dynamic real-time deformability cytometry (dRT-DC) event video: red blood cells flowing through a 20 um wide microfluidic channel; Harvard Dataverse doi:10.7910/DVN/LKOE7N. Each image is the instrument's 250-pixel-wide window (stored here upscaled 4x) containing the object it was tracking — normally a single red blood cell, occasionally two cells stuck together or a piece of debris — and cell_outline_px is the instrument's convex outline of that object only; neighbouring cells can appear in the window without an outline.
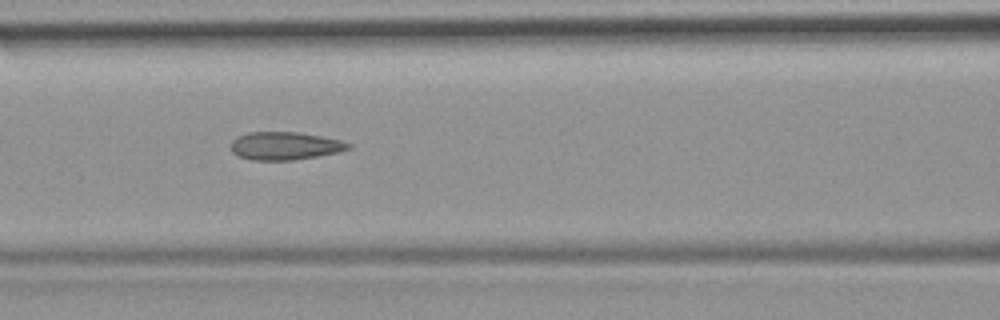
{"species": "common noctule bat (a hibernating species)", "species_latin": "Nyctalus noctula", "temperature_condition": "room temperature", "stored_images_in_passage": 33, "camera_frame_rate_fps": 3000, "um_per_image_px": 0.085, "animal": {"sex": "female", "body_mass_g": 19.9}, "frame": {"image": 1, "passage_image": 6, "time_ms": 1.667, "image_size_px": [1000, 320], "cell_outline_px": [[352, 148], [336, 152], [316, 156], [292, 160], [252, 160], [236, 156], [232, 152], [228, 144], [236, 136], [248, 132], [300, 132], [344, 140], [352, 144]], "centroid_in_image_um": [24.18, 12.39], "position_along_channel_um": 142.4, "area_um2": 19.48}}